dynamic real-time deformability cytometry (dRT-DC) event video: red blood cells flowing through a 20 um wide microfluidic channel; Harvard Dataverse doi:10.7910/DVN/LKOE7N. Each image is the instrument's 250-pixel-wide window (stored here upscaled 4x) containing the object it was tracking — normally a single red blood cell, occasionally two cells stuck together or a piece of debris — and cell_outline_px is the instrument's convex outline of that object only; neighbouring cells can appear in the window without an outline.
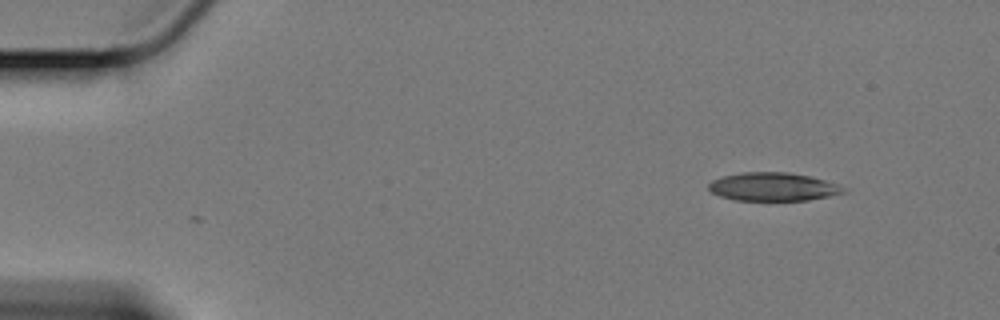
{"species": "Egyptian fruit bat (a non-hibernating species)", "species_latin": "Rousettus aegyptiacus", "temperature_condition": "cold", "stored_images_in_passage": 17, "camera_frame_rate_fps": 3000, "um_per_image_px": 0.085, "animal": {"sex": "female"}, "frame": {"image": 1, "passage_image": 1, "time_ms": 0.0, "image_size_px": [1000, 320], "cell_outline_px": [[848, 192], [808, 200], [736, 200], [720, 196], [712, 192], [708, 188], [708, 184], [712, 180], [724, 176], [740, 172], [788, 172], [812, 176], [840, 184], [848, 188]], "centroid_in_image_um": [65.78, 15.86], "position_along_channel_um": 19.2, "area_um2": 22.48}}
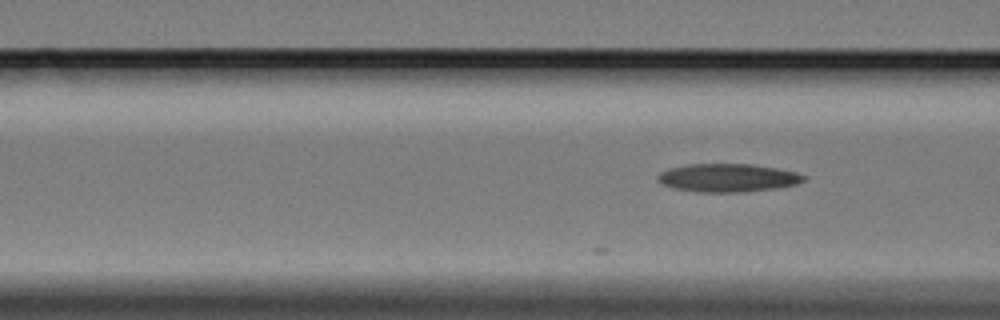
{"frame": {"image": 2, "passage_image": 17, "time_ms": 5.333, "image_size_px": [1000, 320], "cell_outline_px": [[808, 176], [804, 180], [796, 184], [780, 188], [744, 192], [696, 192], [672, 188], [660, 184], [656, 180], [656, 176], [660, 172], [668, 168], [688, 164], [752, 164], [776, 168], [796, 172]], "centroid_in_image_um": [61.83, 15.12], "position_along_channel_um": 104.8, "area_um2": 24.39}}